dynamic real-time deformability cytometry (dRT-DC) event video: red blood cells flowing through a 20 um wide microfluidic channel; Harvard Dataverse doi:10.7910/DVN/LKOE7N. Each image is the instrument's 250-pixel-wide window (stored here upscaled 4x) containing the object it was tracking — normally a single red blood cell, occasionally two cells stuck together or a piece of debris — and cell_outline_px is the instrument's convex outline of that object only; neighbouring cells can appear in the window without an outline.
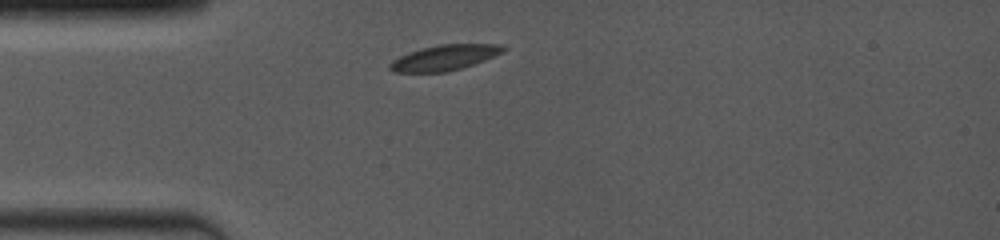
{"species": "common noctule bat (a hibernating species)", "species_latin": "Nyctalus noctula", "temperature_condition": "room temperature", "stored_images_in_passage": 11, "camera_frame_rate_fps": 4000, "um_per_image_px": 0.085, "animal": {"sex": "female", "body_mass_g": 19.0, "forearm_length_mm": 53.3}, "frame": {"image": 1, "passage_image": 1, "time_ms": 0.0, "image_size_px": [1000, 240], "cell_outline_px": [[508, 48], [504, 52], [484, 60], [448, 72], [392, 72], [388, 68], [388, 64], [392, 60], [408, 52], [420, 48], [440, 44], [504, 44]], "centroid_in_image_um": [37.78, 4.89], "position_along_channel_um": 47.2, "area_um2": 16.94}}
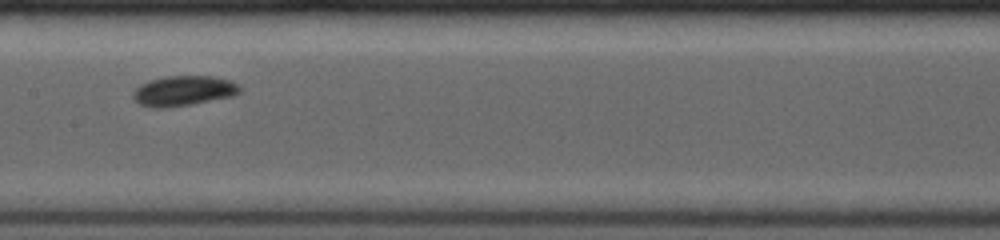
{"frame": {"image": 2, "passage_image": 5, "time_ms": 4.0, "image_size_px": [1000, 240], "cell_outline_px": [[240, 92], [232, 96], [192, 104], [164, 108], [152, 108], [140, 104], [132, 96], [132, 92], [140, 84], [152, 80], [168, 76], [212, 76], [228, 80], [236, 84], [240, 88]], "centroid_in_image_um": [15.57, 7.73], "position_along_channel_um": 191.8, "area_um2": 18.5}}
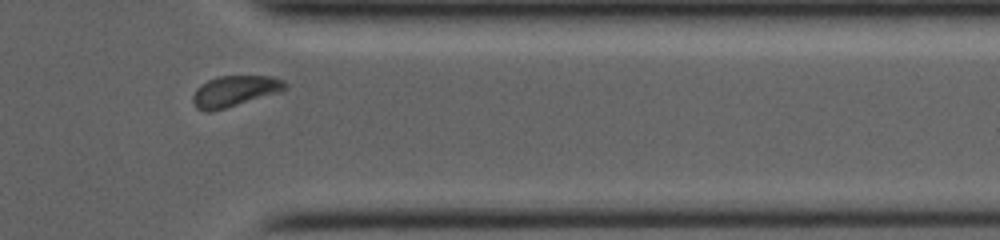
{"frame": {"image": 3, "passage_image": 10, "time_ms": 9.0, "image_size_px": [1000, 240], "cell_outline_px": [[288, 88], [280, 92], [212, 112], [204, 112], [196, 108], [192, 100], [192, 96], [196, 88], [200, 84], [208, 80], [220, 76], [272, 76], [284, 80], [288, 84]], "centroid_in_image_um": [19.95, 7.75], "position_along_channel_um": 391.5, "area_um2": 16.82}, "authors_computed_cell_mechanics": {"area_um2": 17.6868, "velocity_mm_per_s": 3.9788, "shape_relaxation_time_tau1_ms": 2.4918, "shape_relaxation_time_tau2_ms": null, "deformation_change_tau1": 0.0562, "deformation_change_tau2": null}}